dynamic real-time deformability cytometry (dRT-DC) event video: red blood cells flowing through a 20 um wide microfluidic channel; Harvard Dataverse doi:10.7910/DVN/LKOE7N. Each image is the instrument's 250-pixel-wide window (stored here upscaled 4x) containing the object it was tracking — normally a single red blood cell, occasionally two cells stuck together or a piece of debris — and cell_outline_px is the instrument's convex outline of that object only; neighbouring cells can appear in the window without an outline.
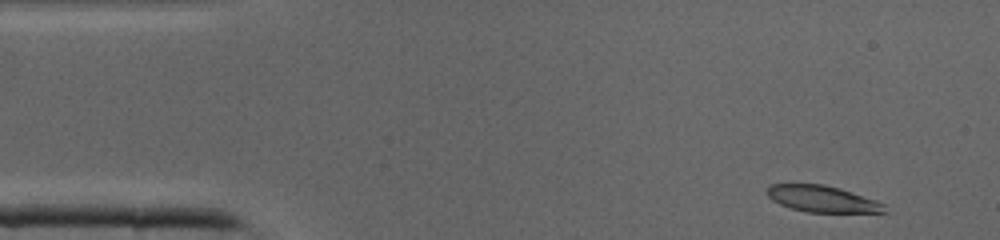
{"species": "common noctule bat (a hibernating species)", "species_latin": "Nyctalus noctula", "temperature_condition": "cold", "stored_images_in_passage": 7, "camera_frame_rate_fps": 3000, "um_per_image_px": 0.085, "animal": {"sex": "male", "body_mass_g": 19.0, "forearm_length_mm": 50.8}, "frame": {"image": 1, "passage_image": 1, "time_ms": 0.0, "image_size_px": [1000, 240], "cell_outline_px": [[884, 212], [808, 212], [792, 208], [780, 204], [772, 200], [768, 196], [768, 188], [772, 184], [824, 184], [840, 188], [884, 204]], "centroid_in_image_um": [69.85, 16.9], "position_along_channel_um": 15.2, "area_um2": 17.63}}